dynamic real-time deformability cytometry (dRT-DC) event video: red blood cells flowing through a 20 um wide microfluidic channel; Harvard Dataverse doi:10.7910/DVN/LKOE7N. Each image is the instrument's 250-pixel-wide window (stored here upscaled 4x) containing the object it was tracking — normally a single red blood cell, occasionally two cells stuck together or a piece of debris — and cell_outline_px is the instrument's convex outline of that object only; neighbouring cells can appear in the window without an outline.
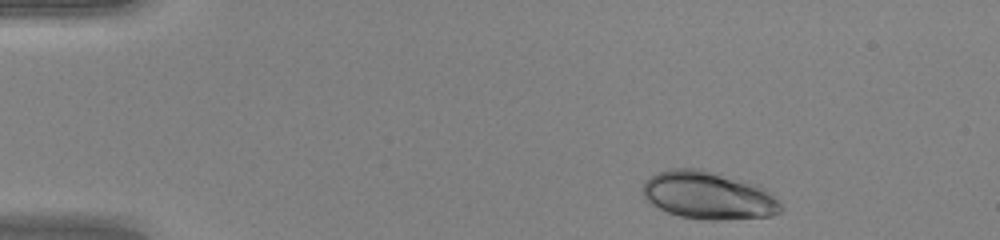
{"species": "human", "species_latin": "Homo sapiens", "temperature_condition": "warm", "stored_images_in_passage": 42, "camera_frame_rate_fps": 3000, "um_per_image_px": 0.085, "donor": {"sex": "female"}, "frame": {"image": 1, "passage_image": 1, "time_ms": 0.0, "image_size_px": [1000, 240], "cell_outline_px": [[780, 212], [768, 216], [720, 220], [708, 220], [680, 216], [668, 212], [648, 204], [640, 188], [644, 180], [668, 168], [700, 168], [720, 172], [760, 184], [780, 204]], "centroid_in_image_um": [60.16, 16.58], "position_along_channel_um": 24.8, "area_um2": 38.9}}
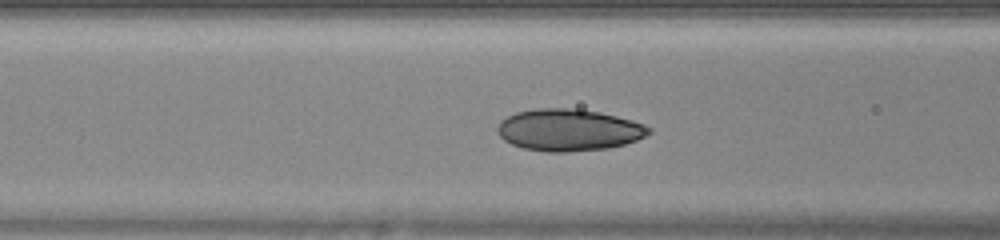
{"frame": {"image": 2, "passage_image": 14, "time_ms": 4.333, "image_size_px": [1000, 240], "cell_outline_px": [[652, 132], [636, 140], [624, 144], [608, 148], [568, 152], [544, 152], [524, 148], [512, 144], [504, 140], [496, 132], [496, 128], [500, 120], [516, 112], [536, 108], [576, 108], [600, 112], [632, 120], [644, 124], [652, 128]], "centroid_in_image_um": [48.32, 11.04], "position_along_channel_um": 118.3, "area_um2": 37.17}}
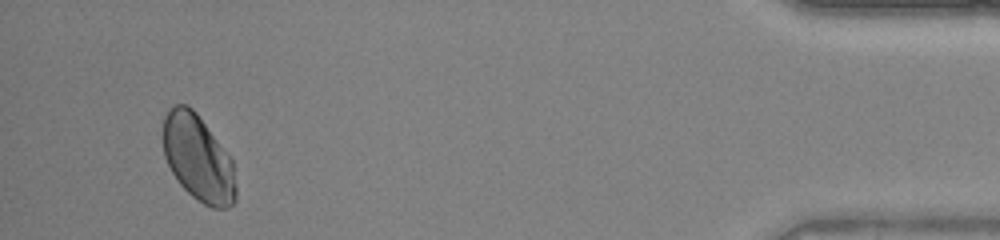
{"frame": {"image": 3, "passage_image": 40, "time_ms": 13.0, "image_size_px": [1000, 240], "cell_outline_px": [[236, 200], [228, 208], [212, 208], [204, 204], [192, 196], [180, 184], [172, 172], [164, 156], [164, 116], [168, 108], [176, 104], [188, 104], [196, 112], [232, 160], [236, 188]], "centroid_in_image_um": [16.84, 13.45], "position_along_channel_um": 418.4, "area_um2": 36.3}, "authors_computed_cell_mechanics": {"area_um2": 35.9516, "velocity_mm_per_s": 4.2359, "shape_relaxation_time_tau1_ms": 3.9636, "shape_relaxation_time_tau2_ms": null, "deformation_change_tau1": 0.1239, "deformation_change_tau2": null}}